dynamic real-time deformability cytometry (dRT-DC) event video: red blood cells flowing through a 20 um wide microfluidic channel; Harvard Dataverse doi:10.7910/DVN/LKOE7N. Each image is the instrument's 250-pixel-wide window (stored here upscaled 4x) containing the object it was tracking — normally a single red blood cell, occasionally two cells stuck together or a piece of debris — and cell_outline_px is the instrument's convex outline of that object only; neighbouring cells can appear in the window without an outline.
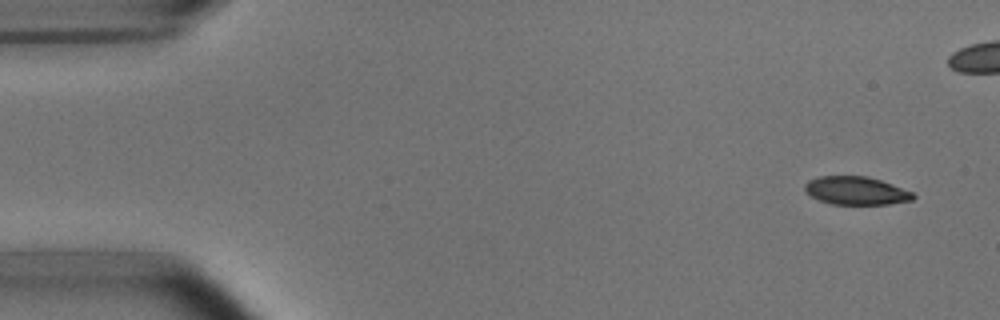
{"species": "common noctule bat (a hibernating species)", "species_latin": "Nyctalus noctula", "temperature_condition": "room temperature", "stored_images_in_passage": 10, "camera_frame_rate_fps": 3000, "um_per_image_px": 0.085, "animal": {"sex": "male", "body_mass_g": 15.6}, "frame": {"image": 1, "passage_image": 1, "time_ms": 0.0, "image_size_px": [1000, 320], "cell_outline_px": [[916, 196], [912, 200], [888, 204], [832, 204], [820, 200], [804, 192], [804, 184], [808, 180], [820, 176], [868, 176], [892, 184], [912, 192]], "centroid_in_image_um": [72.74, 16.2], "position_along_channel_um": 12.3, "area_um2": 17.74}}
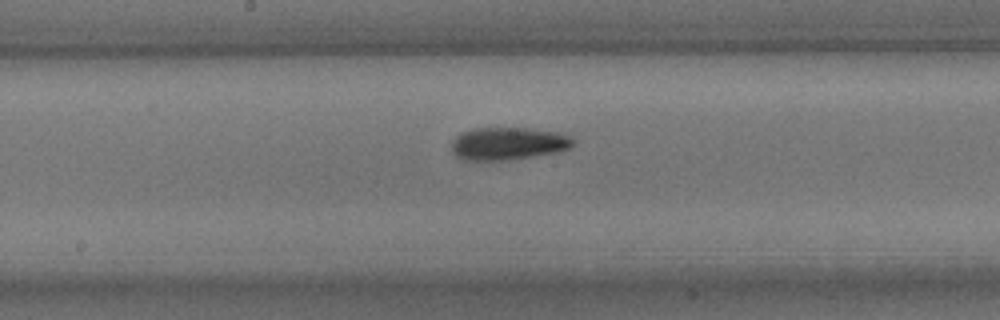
{"frame": {"image": 2, "passage_image": 9, "time_ms": 10.333, "image_size_px": [1000, 320], "cell_outline_px": [[576, 144], [560, 152], [508, 160], [460, 160], [452, 152], [452, 140], [456, 136], [464, 132], [476, 128], [524, 128], [560, 132], [572, 136]], "centroid_in_image_um": [43.23, 12.21], "position_along_channel_um": 205.0, "area_um2": 23.35}}
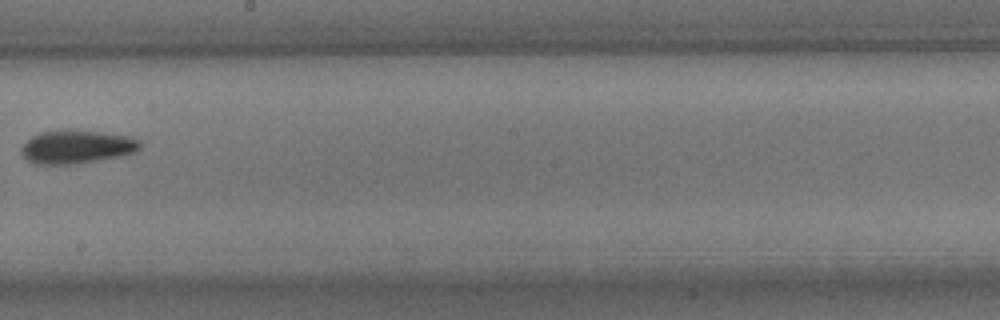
{"frame": {"image": 3, "passage_image": 10, "time_ms": 11.333, "image_size_px": [1000, 320], "cell_outline_px": [[140, 148], [136, 152], [120, 156], [76, 164], [36, 164], [28, 160], [20, 152], [20, 148], [32, 136], [40, 132], [96, 132], [132, 136], [140, 140]], "centroid_in_image_um": [6.55, 12.51], "position_along_channel_um": 241.7, "area_um2": 22.48}}